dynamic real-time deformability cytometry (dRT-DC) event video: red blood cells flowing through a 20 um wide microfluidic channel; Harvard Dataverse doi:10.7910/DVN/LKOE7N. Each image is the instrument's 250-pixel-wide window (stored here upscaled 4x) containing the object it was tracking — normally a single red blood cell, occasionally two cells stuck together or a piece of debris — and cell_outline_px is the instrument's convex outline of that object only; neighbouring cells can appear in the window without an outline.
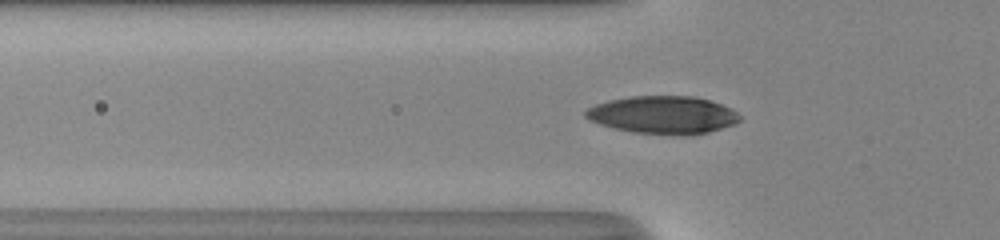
{"species": "human", "species_latin": "Homo sapiens", "temperature_condition": "room temperature", "stored_images_in_passage": 35, "camera_frame_rate_fps": 3000, "um_per_image_px": 0.085, "donor": {"sex": "male"}, "frame": {"image": 1, "passage_image": 2, "time_ms": 0.333, "image_size_px": [1000, 240], "cell_outline_px": [[744, 116], [736, 124], [708, 132], [692, 136], [680, 136], [632, 132], [600, 124], [588, 120], [584, 116], [584, 112], [588, 108], [596, 104], [608, 100], [632, 96], [696, 96], [732, 108]], "centroid_in_image_um": [56.4, 9.78], "position_along_channel_um": 69.4, "area_um2": 34.39}}
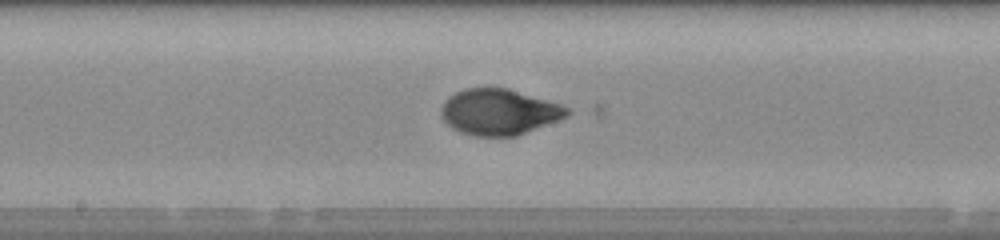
{"frame": {"image": 2, "passage_image": 12, "time_ms": 3.667, "image_size_px": [1000, 240], "cell_outline_px": [[572, 112], [568, 116], [560, 120], [516, 136], [476, 136], [460, 132], [452, 128], [440, 116], [440, 108], [444, 100], [448, 96], [464, 88], [504, 88], [560, 104], [568, 108]], "centroid_in_image_um": [42.39, 9.53], "position_along_channel_um": 205.8, "area_um2": 33.64}}
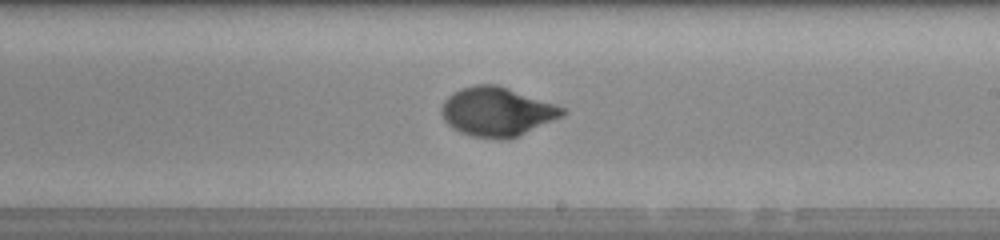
{"frame": {"image": 3, "passage_image": 15, "time_ms": 4.667, "image_size_px": [1000, 240], "cell_outline_px": [[568, 112], [564, 116], [508, 140], [500, 140], [472, 136], [460, 132], [452, 128], [444, 120], [440, 112], [440, 108], [444, 100], [452, 92], [460, 88], [476, 84], [496, 84], [564, 108]], "centroid_in_image_um": [42.2, 9.51], "position_along_channel_um": 246.8, "area_um2": 34.56}, "authors_computed_cell_mechanics": {"area_um2": 33.7552, "velocity_mm_per_s": 4.1102, "shape_relaxation_time_tau1_ms": 4.1581, "shape_relaxation_time_tau2_ms": null, "deformation_change_tau1": 0.197, "deformation_change_tau2": null}}